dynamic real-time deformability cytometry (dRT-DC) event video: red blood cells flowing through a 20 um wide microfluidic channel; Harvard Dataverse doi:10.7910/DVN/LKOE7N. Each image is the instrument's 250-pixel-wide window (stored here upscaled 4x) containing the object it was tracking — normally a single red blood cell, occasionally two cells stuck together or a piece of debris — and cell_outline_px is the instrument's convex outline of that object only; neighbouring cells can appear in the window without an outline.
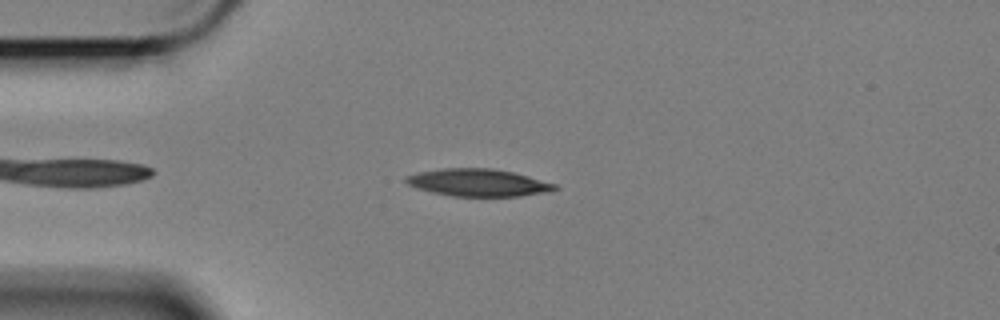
{"species": "Egyptian fruit bat (a non-hibernating species)", "species_latin": "Rousettus aegyptiacus", "temperature_condition": "cold", "stored_images_in_passage": 46, "camera_frame_rate_fps": 3000, "um_per_image_px": 0.085, "animal": {"sex": "female"}, "frame": {"image": 1, "passage_image": 7, "time_ms": 2.0, "image_size_px": [1000, 320], "cell_outline_px": [[560, 188], [548, 192], [520, 196], [452, 196], [432, 192], [416, 188], [408, 184], [404, 180], [404, 176], [420, 172], [444, 168], [492, 168], [512, 172], [528, 176], [556, 184]], "centroid_in_image_um": [40.64, 15.52], "position_along_channel_um": 44.4, "area_um2": 23.7}}
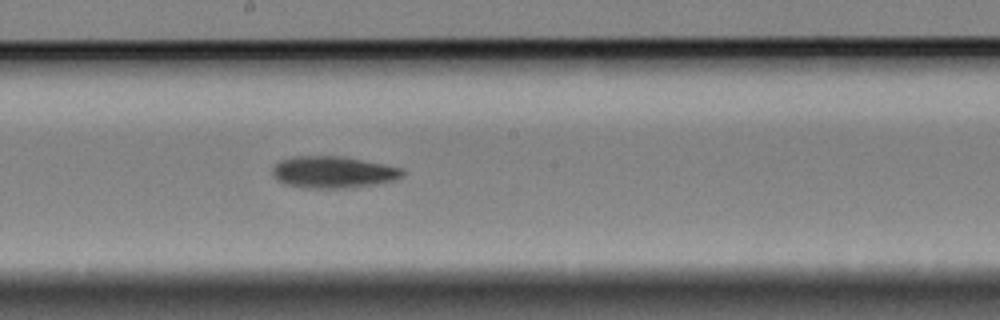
{"frame": {"image": 2, "passage_image": 24, "time_ms": 7.667, "image_size_px": [1000, 320], "cell_outline_px": [[404, 172], [400, 176], [392, 180], [380, 184], [352, 188], [304, 188], [284, 184], [276, 180], [272, 176], [272, 168], [280, 160], [296, 156], [336, 156], [360, 160], [400, 168]], "centroid_in_image_um": [28.23, 14.66], "position_along_channel_um": 220.0, "area_um2": 23.93}}
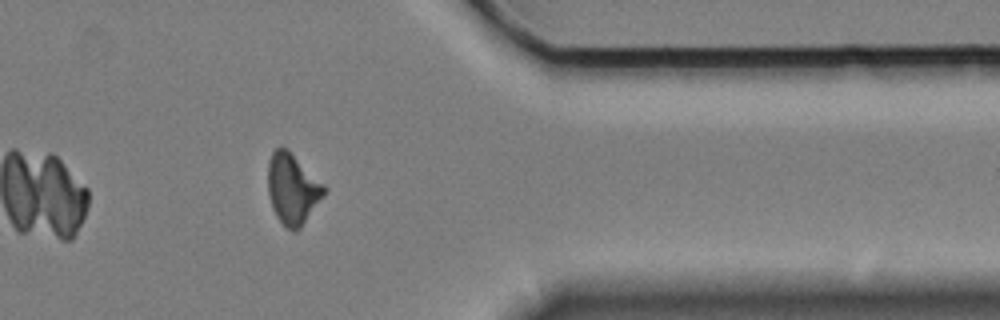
{"frame": {"image": 3, "passage_image": 40, "time_ms": 13.0, "image_size_px": [1000, 320], "cell_outline_px": [[328, 188], [324, 196], [300, 228], [296, 232], [292, 232], [276, 216], [272, 208], [268, 196], [268, 164], [272, 152], [280, 144], [324, 184]], "centroid_in_image_um": [24.86, 16.08], "position_along_channel_um": 386.5, "area_um2": 22.89}, "authors_computed_cell_mechanics": {"area_um2": 23.5246, "velocity_mm_per_s": 3.4081, "shape_relaxation_time_tau1_ms": 7.0545, "shape_relaxation_time_tau2_ms": null, "deformation_change_tau1": 0.1645, "deformation_change_tau2": null}}